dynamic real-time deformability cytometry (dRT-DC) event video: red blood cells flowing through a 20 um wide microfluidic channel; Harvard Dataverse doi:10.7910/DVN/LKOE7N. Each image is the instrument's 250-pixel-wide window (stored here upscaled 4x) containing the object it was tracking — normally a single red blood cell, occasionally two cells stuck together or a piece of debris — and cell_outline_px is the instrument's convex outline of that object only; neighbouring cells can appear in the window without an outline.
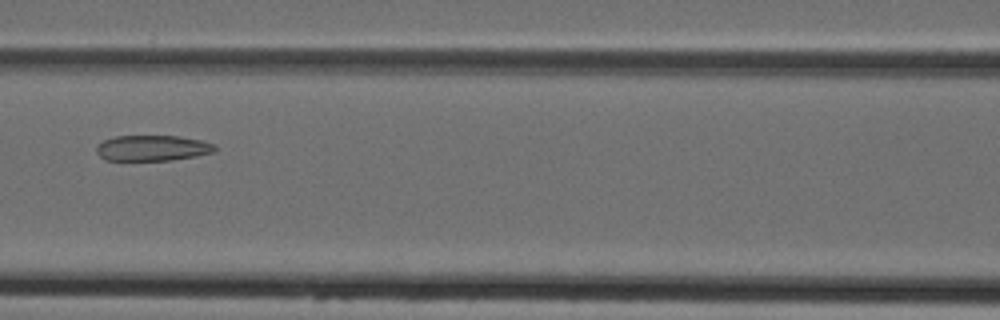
{"species": "Egyptian fruit bat (a non-hibernating species)", "species_latin": "Rousettus aegyptiacus", "temperature_condition": "cold", "stored_images_in_passage": 6, "camera_frame_rate_fps": 3000, "um_per_image_px": 0.085, "animal": {"sex": "female"}, "frame": {"image": 1, "passage_image": 6, "time_ms": 6.667, "image_size_px": [1000, 320], "cell_outline_px": [[216, 152], [196, 156], [172, 160], [104, 160], [96, 152], [96, 144], [104, 140], [116, 136], [180, 136], [200, 140], [216, 144]], "centroid_in_image_um": [12.97, 12.58], "position_along_channel_um": 153.6, "area_um2": 17.86}}